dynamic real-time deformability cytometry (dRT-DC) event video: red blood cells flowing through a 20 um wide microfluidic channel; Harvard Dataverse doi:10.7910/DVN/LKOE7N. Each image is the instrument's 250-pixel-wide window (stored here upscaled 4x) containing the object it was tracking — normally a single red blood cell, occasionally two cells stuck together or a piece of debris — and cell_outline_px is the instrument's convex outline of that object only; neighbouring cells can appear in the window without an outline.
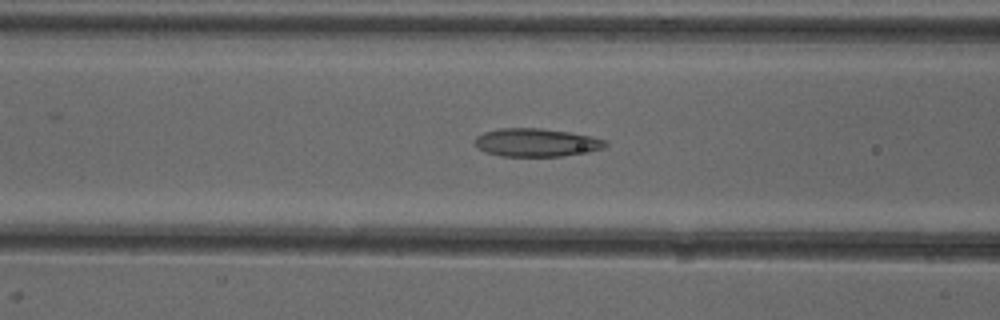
{"species": "common noctule bat (a hibernating species)", "species_latin": "Nyctalus noctula", "temperature_condition": "cold", "stored_images_in_passage": 43, "camera_frame_rate_fps": 3000, "um_per_image_px": 0.085, "animal": {"sex": "female"}, "frame": {"image": 1, "passage_image": 12, "time_ms": 3.667, "image_size_px": [1000, 320], "cell_outline_px": [[608, 144], [604, 148], [588, 152], [560, 156], [500, 156], [484, 152], [476, 148], [472, 140], [476, 136], [484, 132], [500, 128], [540, 128], [568, 132], [608, 140]], "centroid_in_image_um": [45.53, 12.12], "position_along_channel_um": 121.1, "area_um2": 21.62}}
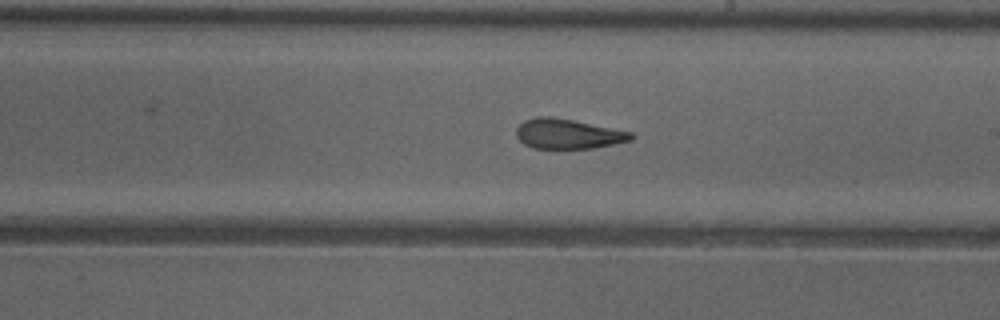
{"frame": {"image": 2, "passage_image": 21, "time_ms": 6.667, "image_size_px": [1000, 320], "cell_outline_px": [[636, 136], [632, 140], [592, 148], [532, 148], [524, 144], [516, 136], [516, 128], [524, 120], [536, 116], [552, 116], [632, 132]], "centroid_in_image_um": [48.25, 11.37], "position_along_channel_um": 240.7, "area_um2": 19.94}}
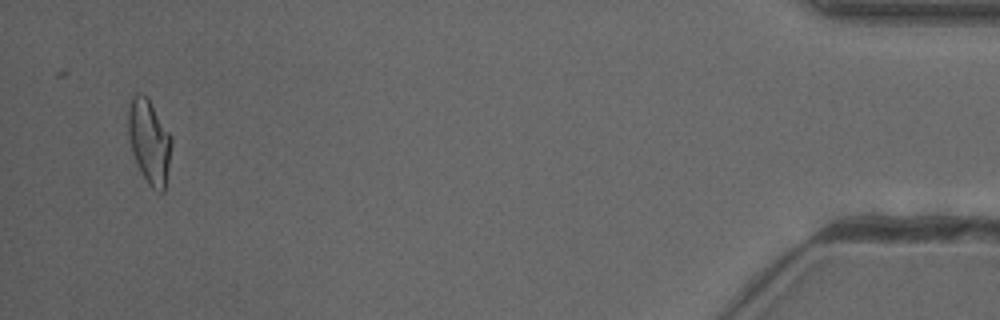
{"frame": {"image": 3, "passage_image": 41, "time_ms": 13.333, "image_size_px": [1000, 320], "cell_outline_px": [[172, 140], [168, 168], [164, 192], [160, 192], [152, 188], [148, 184], [132, 152], [128, 136], [128, 104], [132, 96], [136, 92], [140, 92], [148, 96], [172, 136]], "centroid_in_image_um": [12.68, 11.94], "position_along_channel_um": 422.5, "area_um2": 21.33}, "authors_computed_cell_mechanics": {"area_um2": 20.9236, "velocity_mm_per_s": 3.9787, "shape_relaxation_time_tau1_ms": null, "shape_relaxation_time_tau2_ms": 2.5422, "deformation_change_tau1": null, "deformation_change_tau2": 0.1058}}